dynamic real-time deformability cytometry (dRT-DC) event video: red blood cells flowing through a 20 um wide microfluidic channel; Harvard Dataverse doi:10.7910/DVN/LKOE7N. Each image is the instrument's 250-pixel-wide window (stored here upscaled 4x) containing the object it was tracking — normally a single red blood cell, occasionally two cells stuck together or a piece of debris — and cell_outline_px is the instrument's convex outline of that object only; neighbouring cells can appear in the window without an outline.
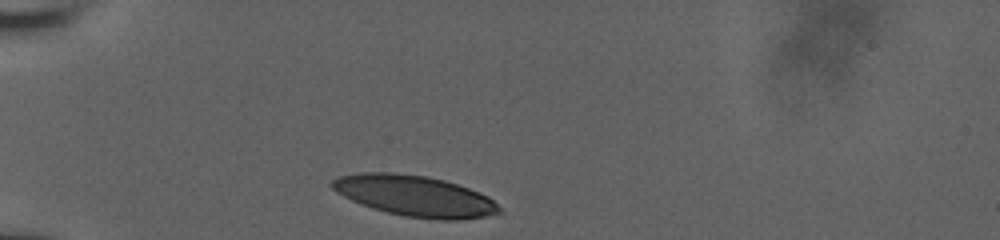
{"species": "human", "species_latin": "Homo sapiens", "temperature_condition": "room temperature", "stored_images_in_passage": 5, "camera_frame_rate_fps": 3000, "um_per_image_px": 0.085, "donor": {"sex": "male"}, "frame": {"image": 1, "passage_image": 1, "time_ms": 0.0, "image_size_px": [1000, 240], "cell_outline_px": [[500, 212], [484, 216], [460, 220], [444, 220], [404, 216], [372, 208], [352, 200], [336, 192], [328, 184], [332, 180], [340, 176], [360, 172], [392, 172], [424, 176], [444, 180], [480, 192], [488, 196], [500, 208]], "centroid_in_image_um": [35.22, 16.64], "position_along_channel_um": 49.8, "area_um2": 39.48}}
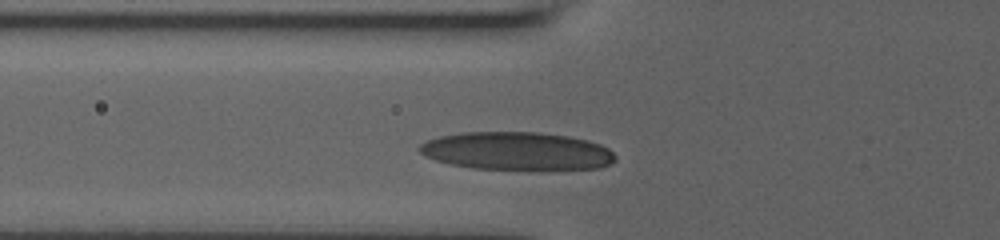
{"frame": {"image": 2, "passage_image": 3, "time_ms": 1.667, "image_size_px": [1000, 240], "cell_outline_px": [[616, 160], [600, 168], [472, 168], [448, 164], [424, 156], [416, 148], [420, 144], [428, 140], [440, 136], [460, 132], [536, 132], [568, 136], [588, 140], [600, 144], [608, 148], [616, 156]], "centroid_in_image_um": [43.88, 12.82], "position_along_channel_um": 81.9, "area_um2": 42.95}}
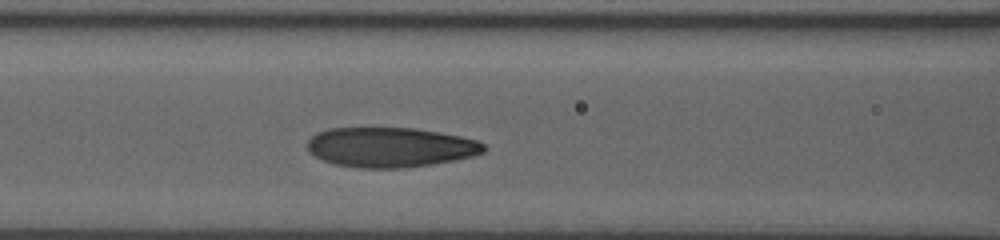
{"frame": {"image": 3, "passage_image": 5, "time_ms": 3.0, "image_size_px": [1000, 240], "cell_outline_px": [[484, 152], [472, 156], [456, 160], [432, 164], [404, 168], [356, 168], [332, 164], [308, 152], [308, 140], [316, 132], [328, 128], [416, 128], [460, 136], [476, 140], [484, 144]], "centroid_in_image_um": [33.15, 12.52], "position_along_channel_um": 133.5, "area_um2": 41.1}}